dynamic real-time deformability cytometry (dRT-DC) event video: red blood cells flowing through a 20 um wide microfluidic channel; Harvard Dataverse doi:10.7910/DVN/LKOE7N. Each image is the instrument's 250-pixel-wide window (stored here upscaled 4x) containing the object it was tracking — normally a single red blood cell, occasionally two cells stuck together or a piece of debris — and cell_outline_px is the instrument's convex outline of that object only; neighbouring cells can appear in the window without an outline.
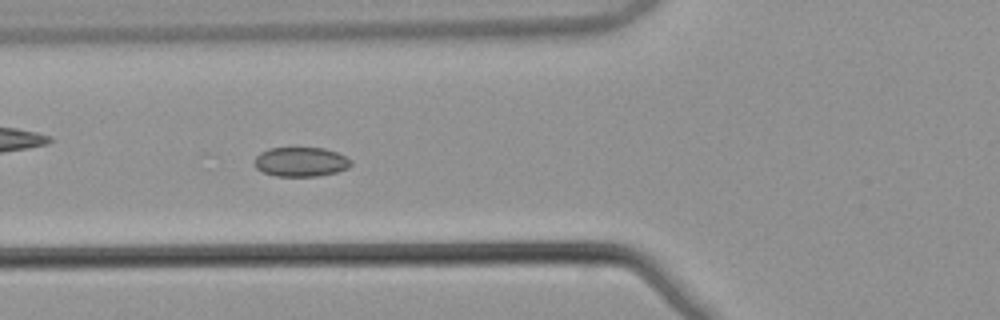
{"species": "common noctule bat (a hibernating species)", "species_latin": "Nyctalus noctula", "temperature_condition": "warm", "stored_images_in_passage": 4, "camera_frame_rate_fps": 3000, "um_per_image_px": 0.085, "animal": {"sex": "male", "body_mass_g": 21.5, "forearm_length_mm": 52.0}, "frame": {"image": 1, "passage_image": 4, "time_ms": 1.0, "image_size_px": [1000, 320], "cell_outline_px": [[352, 164], [348, 168], [336, 172], [316, 176], [276, 176], [264, 172], [256, 168], [256, 156], [260, 152], [268, 148], [296, 144], [324, 148], [336, 152], [352, 160]], "centroid_in_image_um": [25.56, 13.69], "position_along_channel_um": 100.2, "area_um2": 17.22}}